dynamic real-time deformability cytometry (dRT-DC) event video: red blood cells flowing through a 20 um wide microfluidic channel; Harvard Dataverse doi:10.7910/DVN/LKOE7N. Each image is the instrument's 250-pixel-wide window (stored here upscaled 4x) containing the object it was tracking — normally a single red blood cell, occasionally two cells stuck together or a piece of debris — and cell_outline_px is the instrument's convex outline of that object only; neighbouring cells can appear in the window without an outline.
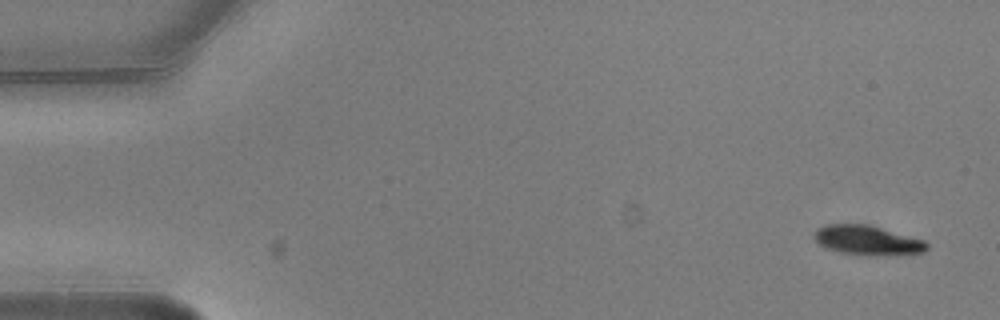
{"species": "common noctule bat (a hibernating species)", "species_latin": "Nyctalus noctula", "temperature_condition": "warm", "stored_images_in_passage": 4, "camera_frame_rate_fps": 3000, "um_per_image_px": 0.085, "animal": {"sex": "male", "body_mass_g": 20.5, "forearm_length_mm": 52.5}, "frame": {"image": 1, "passage_image": 1, "time_ms": 0.0, "image_size_px": [1000, 320], "cell_outline_px": [[928, 248], [924, 252], [900, 256], [872, 256], [840, 252], [824, 248], [816, 240], [816, 228], [824, 224], [868, 224], [924, 240], [928, 244]], "centroid_in_image_um": [73.77, 20.44], "position_along_channel_um": 11.2, "area_um2": 19.65}}
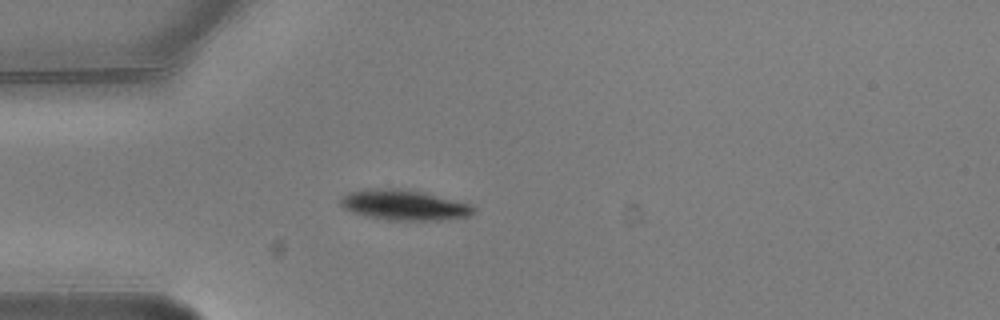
{"frame": {"image": 2, "passage_image": 4, "time_ms": 1.0, "image_size_px": [1000, 320], "cell_outline_px": [[476, 212], [468, 216], [440, 220], [388, 220], [364, 216], [352, 212], [344, 208], [340, 204], [340, 196], [348, 192], [364, 188], [400, 188], [424, 192], [472, 204], [476, 208]], "centroid_in_image_um": [34.32, 17.41], "position_along_channel_um": 50.7, "area_um2": 23.93}}